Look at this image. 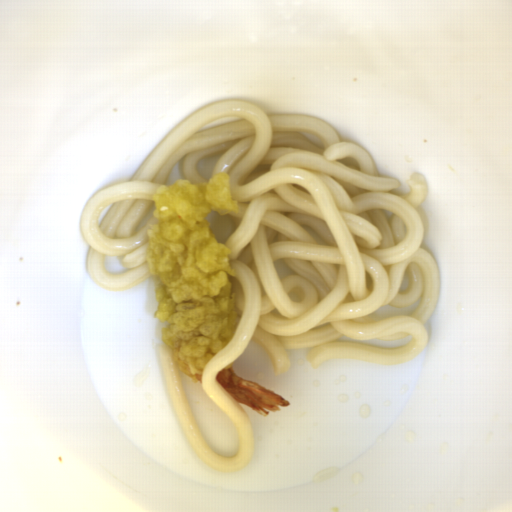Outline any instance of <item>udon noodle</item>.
I'll use <instances>...</instances> for the list:
<instances>
[{
	"label": "udon noodle",
	"mask_w": 512,
	"mask_h": 512,
	"mask_svg": "<svg viewBox=\"0 0 512 512\" xmlns=\"http://www.w3.org/2000/svg\"><path fill=\"white\" fill-rule=\"evenodd\" d=\"M179 162L184 180L206 183L229 177L236 213L208 212L218 243L231 249L236 329L211 356L200 376L205 394L235 426L238 451L213 452L190 408L172 351L156 353L177 419L199 460L225 472L247 467L254 441L249 416L217 382L248 343L261 348L274 374H287L288 350L308 349L320 366L343 359L397 365L423 353L424 326L440 295L437 261L421 246L418 212L428 183L412 174L410 190L380 176L367 150L340 141L336 130L295 113H265L256 104L229 100L193 112L164 135L130 180L92 194L79 231L90 246L87 269L94 285L122 291L152 276L146 260L153 199ZM121 256L126 272L109 275L104 257ZM410 316L371 313L385 305ZM351 339L411 341L376 349L336 343Z\"/></svg>",
	"instance_id": "obj_1"
}]
</instances>
